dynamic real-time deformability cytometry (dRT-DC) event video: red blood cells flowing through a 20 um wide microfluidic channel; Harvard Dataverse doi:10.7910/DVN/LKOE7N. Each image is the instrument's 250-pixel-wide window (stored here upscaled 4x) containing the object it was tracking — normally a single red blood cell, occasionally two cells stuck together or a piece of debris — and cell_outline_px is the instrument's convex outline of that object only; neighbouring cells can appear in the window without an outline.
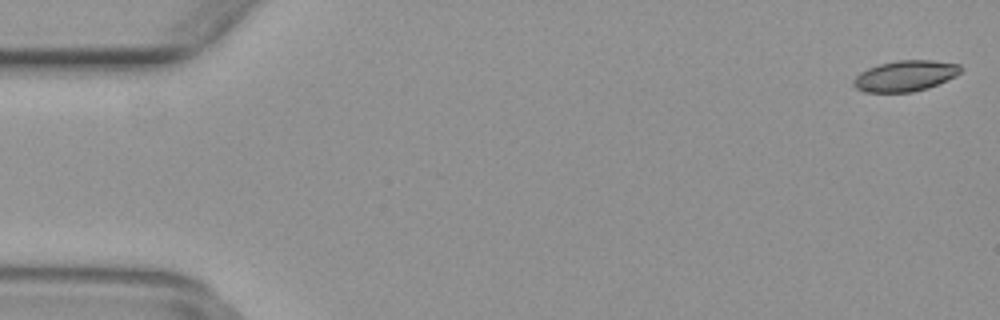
{"species": "common noctule bat (a hibernating species)", "species_latin": "Nyctalus noctula", "temperature_condition": "warm", "stored_images_in_passage": 50, "camera_frame_rate_fps": 3000, "um_per_image_px": 0.085, "animal": {"sex": "female", "body_mass_g": 29.2, "forearm_length_mm": 56.3}, "frame": {"image": 1, "passage_image": 1, "time_ms": 0.0, "image_size_px": [1000, 320], "cell_outline_px": [[964, 68], [956, 76], [928, 88], [912, 92], [864, 92], [856, 88], [852, 84], [852, 80], [860, 72], [868, 68], [880, 64], [896, 60], [932, 60], [960, 64]], "centroid_in_image_um": [76.95, 6.45], "position_along_channel_um": 8.1, "area_um2": 19.36}}
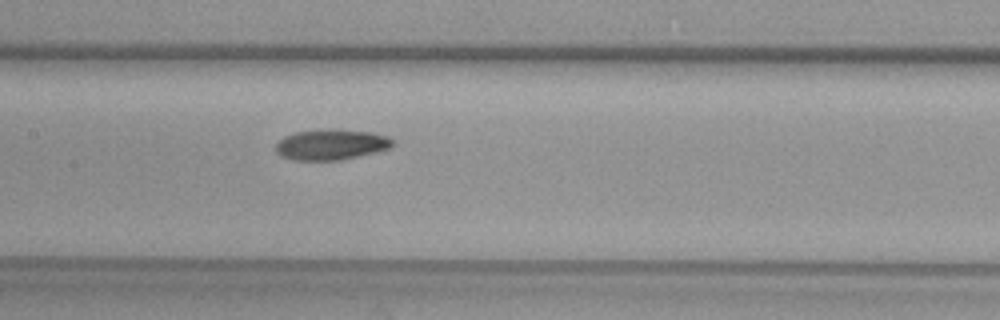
{"frame": {"image": 2, "passage_image": 24, "time_ms": 7.667, "image_size_px": [1000, 320], "cell_outline_px": [[392, 148], [376, 152], [340, 160], [296, 160], [280, 156], [276, 152], [276, 144], [284, 136], [292, 132], [336, 128], [372, 132], [388, 136], [392, 140]], "centroid_in_image_um": [28.15, 12.27], "position_along_channel_um": 179.3, "area_um2": 21.04}}
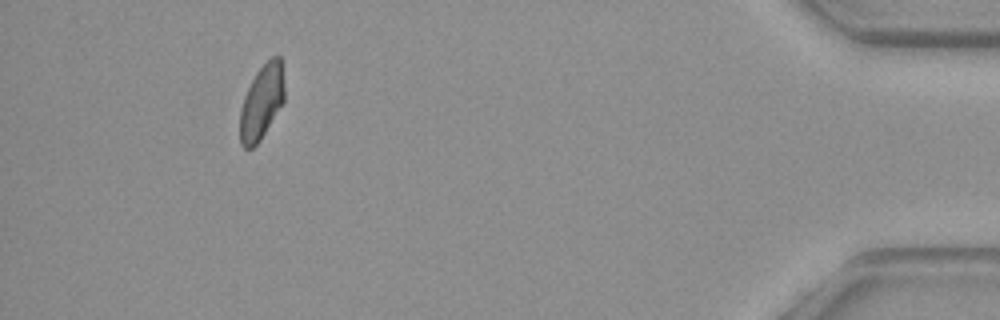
{"frame": {"image": 3, "passage_image": 46, "time_ms": 15.0, "image_size_px": [1000, 320], "cell_outline_px": [[284, 100], [260, 140], [252, 148], [244, 148], [240, 144], [240, 108], [244, 96], [256, 72], [272, 56], [280, 56], [284, 84]], "centroid_in_image_um": [22.23, 8.68], "position_along_channel_um": 413.0, "area_um2": 19.02}}